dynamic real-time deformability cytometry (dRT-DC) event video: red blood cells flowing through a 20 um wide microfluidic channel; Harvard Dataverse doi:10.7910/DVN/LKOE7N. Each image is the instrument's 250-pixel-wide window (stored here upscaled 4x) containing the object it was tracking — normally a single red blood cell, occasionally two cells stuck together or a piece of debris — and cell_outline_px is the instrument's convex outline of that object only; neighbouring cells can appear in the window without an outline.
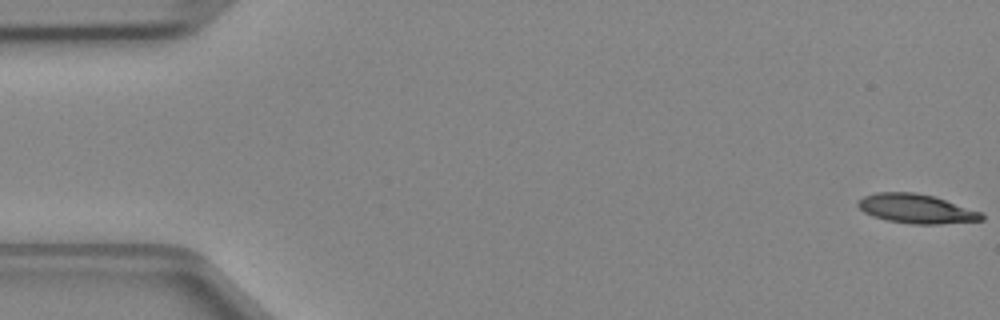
{"species": "Egyptian fruit bat (a non-hibernating species)", "species_latin": "Rousettus aegyptiacus", "temperature_condition": "cold", "stored_images_in_passage": 48, "camera_frame_rate_fps": 3000, "um_per_image_px": 0.085, "animal": {"sex": "female"}, "frame": {"image": 1, "passage_image": 1, "time_ms": 0.0, "image_size_px": [1000, 320], "cell_outline_px": [[984, 220], [940, 224], [912, 224], [888, 220], [872, 216], [864, 212], [856, 204], [856, 200], [864, 196], [876, 192], [912, 192], [936, 196], [984, 212]], "centroid_in_image_um": [77.92, 17.73], "position_along_channel_um": 7.1, "area_um2": 21.39}}
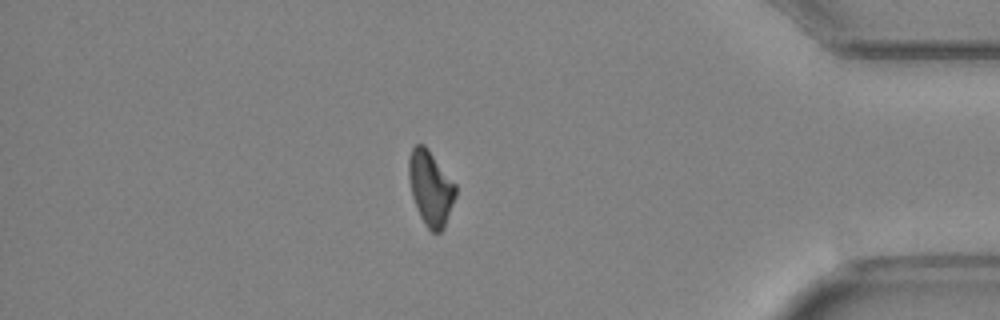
{"frame": {"image": 2, "passage_image": 41, "time_ms": 13.333, "image_size_px": [1000, 320], "cell_outline_px": [[456, 196], [444, 228], [440, 232], [432, 232], [428, 228], [420, 216], [412, 196], [408, 176], [408, 160], [412, 148], [416, 144], [424, 144], [428, 148], [456, 184]], "centroid_in_image_um": [36.6, 15.97], "position_along_channel_um": 398.6, "area_um2": 20.4}}
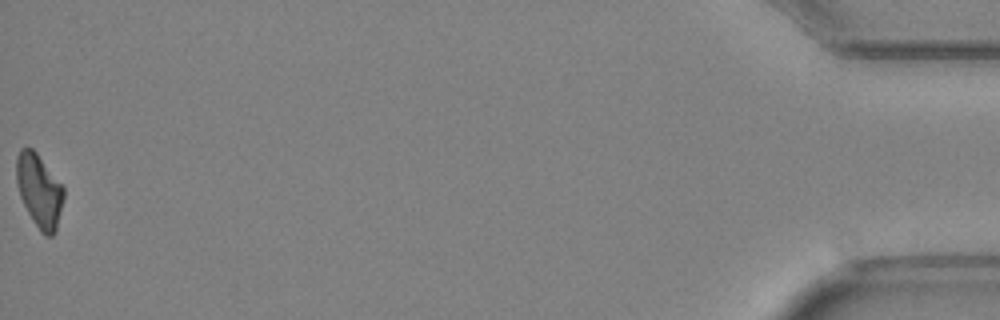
{"frame": {"image": 3, "passage_image": 48, "time_ms": 15.667, "image_size_px": [1000, 320], "cell_outline_px": [[64, 196], [56, 232], [52, 236], [44, 236], [40, 232], [32, 220], [20, 196], [16, 184], [16, 156], [20, 148], [32, 148], [36, 152], [64, 188]], "centroid_in_image_um": [3.32, 16.23], "position_along_channel_um": 431.9, "area_um2": 20.17}}